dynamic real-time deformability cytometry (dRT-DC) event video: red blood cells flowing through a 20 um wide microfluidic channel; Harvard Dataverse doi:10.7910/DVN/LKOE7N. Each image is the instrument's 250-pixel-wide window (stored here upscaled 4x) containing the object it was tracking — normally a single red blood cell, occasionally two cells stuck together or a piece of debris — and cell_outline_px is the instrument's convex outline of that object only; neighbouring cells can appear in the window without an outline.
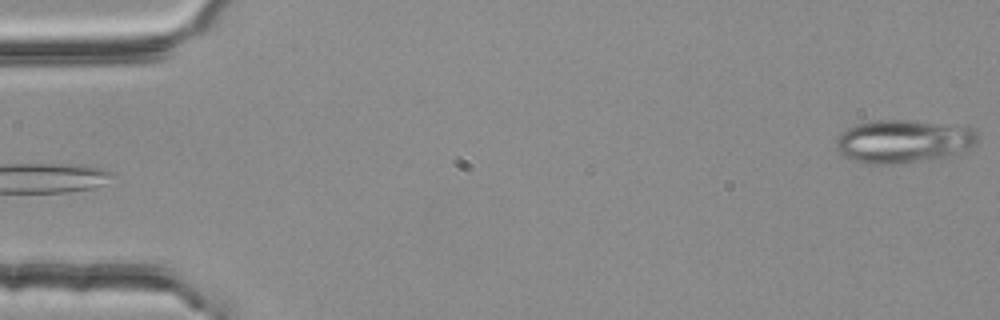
{"species": "common noctule bat (a hibernating species)", "species_latin": "Nyctalus noctula", "temperature_condition": "room temperature", "stored_images_in_passage": 3, "camera_frame_rate_fps": 3000, "um_per_image_px": 0.085, "animal": {"sex": "female", "body_mass_g": 25.1}, "frame": {"image": 1, "passage_image": 3, "time_ms": 0.667, "image_size_px": [1000, 320], "cell_outline_px": [[976, 144], [968, 148], [944, 156], [924, 160], [888, 164], [872, 164], [848, 160], [836, 148], [836, 136], [848, 128], [856, 124], [876, 120], [908, 120], [964, 124], [972, 128], [976, 132]], "centroid_in_image_um": [76.76, 11.98], "position_along_channel_um": 8.2, "area_um2": 35.66}}